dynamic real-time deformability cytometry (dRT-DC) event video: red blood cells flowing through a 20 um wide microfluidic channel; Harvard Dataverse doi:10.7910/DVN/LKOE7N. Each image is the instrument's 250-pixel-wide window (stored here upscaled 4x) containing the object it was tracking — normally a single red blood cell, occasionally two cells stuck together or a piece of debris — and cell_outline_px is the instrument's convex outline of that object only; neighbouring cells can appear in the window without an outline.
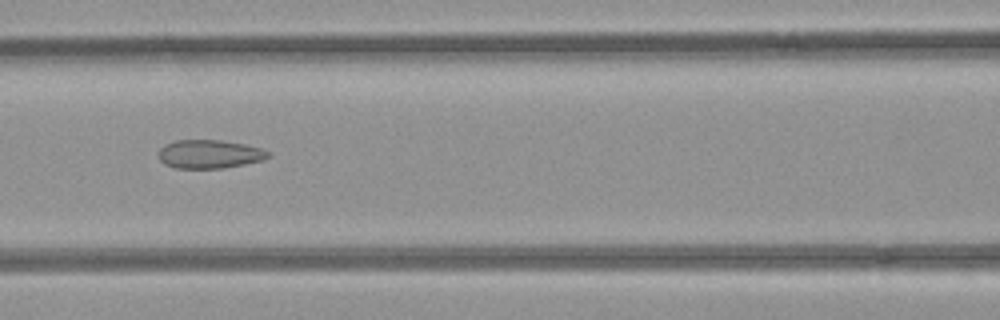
{"species": "common noctule bat (a hibernating species)", "species_latin": "Nyctalus noctula", "temperature_condition": "room temperature", "stored_images_in_passage": 38, "camera_frame_rate_fps": 3000, "um_per_image_px": 0.085, "animal": {"sex": "female", "body_mass_g": 21.9}, "frame": {"image": 1, "passage_image": 9, "time_ms": 2.667, "image_size_px": [1000, 320], "cell_outline_px": [[272, 156], [264, 160], [224, 168], [176, 168], [164, 164], [160, 160], [160, 148], [164, 144], [176, 140], [220, 140], [244, 144], [260, 148], [268, 152]], "centroid_in_image_um": [17.81, 13.1], "position_along_channel_um": 148.8, "area_um2": 18.21}}
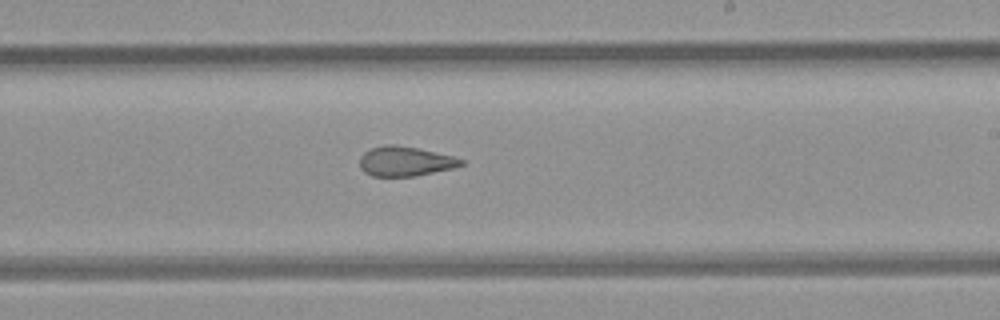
{"frame": {"image": 2, "passage_image": 17, "time_ms": 5.333, "image_size_px": [1000, 320], "cell_outline_px": [[464, 164], [452, 168], [416, 176], [372, 176], [364, 172], [360, 168], [360, 156], [364, 152], [372, 148], [384, 144], [396, 144], [416, 148], [452, 156], [464, 160]], "centroid_in_image_um": [34.4, 13.71], "position_along_channel_um": 254.6, "area_um2": 17.46}}
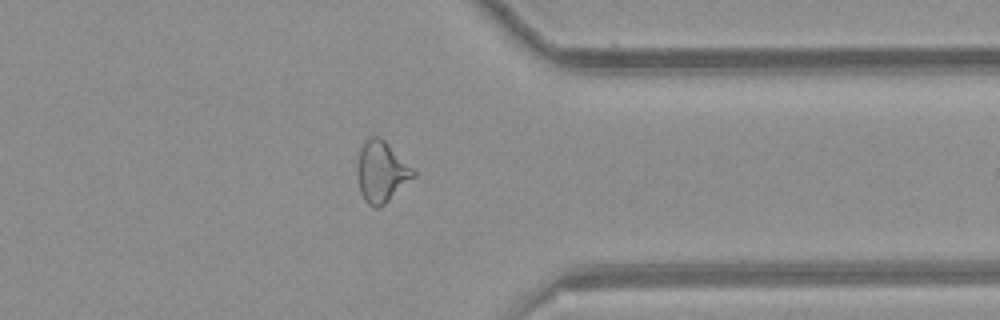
{"frame": {"image": 3, "passage_image": 27, "time_ms": 8.667, "image_size_px": [1000, 320], "cell_outline_px": [[416, 176], [380, 208], [372, 208], [364, 200], [360, 192], [356, 172], [356, 164], [360, 148], [368, 136], [380, 136], [416, 172]], "centroid_in_image_um": [32.38, 14.61], "position_along_channel_um": 379.0, "area_um2": 20.11}, "authors_computed_cell_mechanics": {"area_um2": 19.2474, "velocity_mm_per_s": 3.9692, "shape_relaxation_time_tau1_ms": null, "shape_relaxation_time_tau2_ms": 2.1663, "deformation_change_tau1": null, "deformation_change_tau2": 0.0976}}